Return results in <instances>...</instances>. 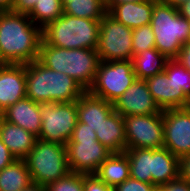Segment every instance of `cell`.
<instances>
[{
  "mask_svg": "<svg viewBox=\"0 0 190 191\" xmlns=\"http://www.w3.org/2000/svg\"><path fill=\"white\" fill-rule=\"evenodd\" d=\"M42 39V29L28 14L0 12V54L7 64L37 60Z\"/></svg>",
  "mask_w": 190,
  "mask_h": 191,
  "instance_id": "obj_1",
  "label": "cell"
},
{
  "mask_svg": "<svg viewBox=\"0 0 190 191\" xmlns=\"http://www.w3.org/2000/svg\"><path fill=\"white\" fill-rule=\"evenodd\" d=\"M85 92L73 78L53 71L38 59L26 64V97L34 102H74Z\"/></svg>",
  "mask_w": 190,
  "mask_h": 191,
  "instance_id": "obj_2",
  "label": "cell"
},
{
  "mask_svg": "<svg viewBox=\"0 0 190 191\" xmlns=\"http://www.w3.org/2000/svg\"><path fill=\"white\" fill-rule=\"evenodd\" d=\"M38 60L53 71L70 76L86 91L93 85L100 63L96 50L53 47L43 39L40 44Z\"/></svg>",
  "mask_w": 190,
  "mask_h": 191,
  "instance_id": "obj_3",
  "label": "cell"
},
{
  "mask_svg": "<svg viewBox=\"0 0 190 191\" xmlns=\"http://www.w3.org/2000/svg\"><path fill=\"white\" fill-rule=\"evenodd\" d=\"M100 20L62 14L42 29L43 40L53 47L64 49H97Z\"/></svg>",
  "mask_w": 190,
  "mask_h": 191,
  "instance_id": "obj_4",
  "label": "cell"
},
{
  "mask_svg": "<svg viewBox=\"0 0 190 191\" xmlns=\"http://www.w3.org/2000/svg\"><path fill=\"white\" fill-rule=\"evenodd\" d=\"M150 25L155 48L169 60L176 59L182 45L190 41V21L177 8L159 0L154 4Z\"/></svg>",
  "mask_w": 190,
  "mask_h": 191,
  "instance_id": "obj_5",
  "label": "cell"
},
{
  "mask_svg": "<svg viewBox=\"0 0 190 191\" xmlns=\"http://www.w3.org/2000/svg\"><path fill=\"white\" fill-rule=\"evenodd\" d=\"M70 172L95 174L111 152L98 140L93 129L77 121L70 140L66 144Z\"/></svg>",
  "mask_w": 190,
  "mask_h": 191,
  "instance_id": "obj_6",
  "label": "cell"
},
{
  "mask_svg": "<svg viewBox=\"0 0 190 191\" xmlns=\"http://www.w3.org/2000/svg\"><path fill=\"white\" fill-rule=\"evenodd\" d=\"M32 182L47 187L69 172L66 145L37 139L33 149L24 158Z\"/></svg>",
  "mask_w": 190,
  "mask_h": 191,
  "instance_id": "obj_7",
  "label": "cell"
},
{
  "mask_svg": "<svg viewBox=\"0 0 190 191\" xmlns=\"http://www.w3.org/2000/svg\"><path fill=\"white\" fill-rule=\"evenodd\" d=\"M136 79L131 60L100 61L94 83L88 91L113 104Z\"/></svg>",
  "mask_w": 190,
  "mask_h": 191,
  "instance_id": "obj_8",
  "label": "cell"
},
{
  "mask_svg": "<svg viewBox=\"0 0 190 191\" xmlns=\"http://www.w3.org/2000/svg\"><path fill=\"white\" fill-rule=\"evenodd\" d=\"M41 132L37 139L66 145L78 121L76 101L41 102Z\"/></svg>",
  "mask_w": 190,
  "mask_h": 191,
  "instance_id": "obj_9",
  "label": "cell"
},
{
  "mask_svg": "<svg viewBox=\"0 0 190 191\" xmlns=\"http://www.w3.org/2000/svg\"><path fill=\"white\" fill-rule=\"evenodd\" d=\"M132 31L106 13L100 20L96 49L100 61L132 60Z\"/></svg>",
  "mask_w": 190,
  "mask_h": 191,
  "instance_id": "obj_10",
  "label": "cell"
},
{
  "mask_svg": "<svg viewBox=\"0 0 190 191\" xmlns=\"http://www.w3.org/2000/svg\"><path fill=\"white\" fill-rule=\"evenodd\" d=\"M123 119L126 149H160L164 147L163 113L127 115Z\"/></svg>",
  "mask_w": 190,
  "mask_h": 191,
  "instance_id": "obj_11",
  "label": "cell"
},
{
  "mask_svg": "<svg viewBox=\"0 0 190 191\" xmlns=\"http://www.w3.org/2000/svg\"><path fill=\"white\" fill-rule=\"evenodd\" d=\"M164 148L179 159L190 155V106L163 110Z\"/></svg>",
  "mask_w": 190,
  "mask_h": 191,
  "instance_id": "obj_12",
  "label": "cell"
},
{
  "mask_svg": "<svg viewBox=\"0 0 190 191\" xmlns=\"http://www.w3.org/2000/svg\"><path fill=\"white\" fill-rule=\"evenodd\" d=\"M120 115H149L163 113L151 95L145 80L136 79L134 83L113 103Z\"/></svg>",
  "mask_w": 190,
  "mask_h": 191,
  "instance_id": "obj_13",
  "label": "cell"
},
{
  "mask_svg": "<svg viewBox=\"0 0 190 191\" xmlns=\"http://www.w3.org/2000/svg\"><path fill=\"white\" fill-rule=\"evenodd\" d=\"M26 97V64H7L0 68V114Z\"/></svg>",
  "mask_w": 190,
  "mask_h": 191,
  "instance_id": "obj_14",
  "label": "cell"
},
{
  "mask_svg": "<svg viewBox=\"0 0 190 191\" xmlns=\"http://www.w3.org/2000/svg\"><path fill=\"white\" fill-rule=\"evenodd\" d=\"M145 82L161 110L190 106V100L185 96L182 88L175 86L171 79L167 78L165 71L148 77Z\"/></svg>",
  "mask_w": 190,
  "mask_h": 191,
  "instance_id": "obj_15",
  "label": "cell"
},
{
  "mask_svg": "<svg viewBox=\"0 0 190 191\" xmlns=\"http://www.w3.org/2000/svg\"><path fill=\"white\" fill-rule=\"evenodd\" d=\"M0 116L4 120L22 127L37 137L41 132L40 103L34 102L30 98L25 97L10 105Z\"/></svg>",
  "mask_w": 190,
  "mask_h": 191,
  "instance_id": "obj_16",
  "label": "cell"
},
{
  "mask_svg": "<svg viewBox=\"0 0 190 191\" xmlns=\"http://www.w3.org/2000/svg\"><path fill=\"white\" fill-rule=\"evenodd\" d=\"M78 121L87 124V127L98 130L105 118L113 111L112 103L92 95L86 91L77 101Z\"/></svg>",
  "mask_w": 190,
  "mask_h": 191,
  "instance_id": "obj_17",
  "label": "cell"
},
{
  "mask_svg": "<svg viewBox=\"0 0 190 191\" xmlns=\"http://www.w3.org/2000/svg\"><path fill=\"white\" fill-rule=\"evenodd\" d=\"M157 1L145 0L138 3L119 4L112 7L107 13L118 22L135 29L150 24L153 7Z\"/></svg>",
  "mask_w": 190,
  "mask_h": 191,
  "instance_id": "obj_18",
  "label": "cell"
},
{
  "mask_svg": "<svg viewBox=\"0 0 190 191\" xmlns=\"http://www.w3.org/2000/svg\"><path fill=\"white\" fill-rule=\"evenodd\" d=\"M0 136L2 142L16 159H24L33 149L37 140V136L33 133L4 120L1 116Z\"/></svg>",
  "mask_w": 190,
  "mask_h": 191,
  "instance_id": "obj_19",
  "label": "cell"
},
{
  "mask_svg": "<svg viewBox=\"0 0 190 191\" xmlns=\"http://www.w3.org/2000/svg\"><path fill=\"white\" fill-rule=\"evenodd\" d=\"M95 133L97 140L111 153H123L126 150L124 119L115 110L103 120Z\"/></svg>",
  "mask_w": 190,
  "mask_h": 191,
  "instance_id": "obj_20",
  "label": "cell"
},
{
  "mask_svg": "<svg viewBox=\"0 0 190 191\" xmlns=\"http://www.w3.org/2000/svg\"><path fill=\"white\" fill-rule=\"evenodd\" d=\"M179 158L167 148L151 149L152 184L161 186L179 177Z\"/></svg>",
  "mask_w": 190,
  "mask_h": 191,
  "instance_id": "obj_21",
  "label": "cell"
},
{
  "mask_svg": "<svg viewBox=\"0 0 190 191\" xmlns=\"http://www.w3.org/2000/svg\"><path fill=\"white\" fill-rule=\"evenodd\" d=\"M95 175L108 186L115 188L130 177V166L127 155L111 153L99 166Z\"/></svg>",
  "mask_w": 190,
  "mask_h": 191,
  "instance_id": "obj_22",
  "label": "cell"
},
{
  "mask_svg": "<svg viewBox=\"0 0 190 191\" xmlns=\"http://www.w3.org/2000/svg\"><path fill=\"white\" fill-rule=\"evenodd\" d=\"M131 61L137 79L145 80L163 72L169 59L156 48H152L133 55Z\"/></svg>",
  "mask_w": 190,
  "mask_h": 191,
  "instance_id": "obj_23",
  "label": "cell"
},
{
  "mask_svg": "<svg viewBox=\"0 0 190 191\" xmlns=\"http://www.w3.org/2000/svg\"><path fill=\"white\" fill-rule=\"evenodd\" d=\"M32 182L24 159H16L0 171V191H20Z\"/></svg>",
  "mask_w": 190,
  "mask_h": 191,
  "instance_id": "obj_24",
  "label": "cell"
},
{
  "mask_svg": "<svg viewBox=\"0 0 190 191\" xmlns=\"http://www.w3.org/2000/svg\"><path fill=\"white\" fill-rule=\"evenodd\" d=\"M124 153L129 159L130 177L152 184L151 149H126Z\"/></svg>",
  "mask_w": 190,
  "mask_h": 191,
  "instance_id": "obj_25",
  "label": "cell"
},
{
  "mask_svg": "<svg viewBox=\"0 0 190 191\" xmlns=\"http://www.w3.org/2000/svg\"><path fill=\"white\" fill-rule=\"evenodd\" d=\"M63 13L92 20H101L107 13L103 0H70L63 5Z\"/></svg>",
  "mask_w": 190,
  "mask_h": 191,
  "instance_id": "obj_26",
  "label": "cell"
},
{
  "mask_svg": "<svg viewBox=\"0 0 190 191\" xmlns=\"http://www.w3.org/2000/svg\"><path fill=\"white\" fill-rule=\"evenodd\" d=\"M63 14L61 0H40L37 1L28 17L41 29L49 23L54 22Z\"/></svg>",
  "mask_w": 190,
  "mask_h": 191,
  "instance_id": "obj_27",
  "label": "cell"
},
{
  "mask_svg": "<svg viewBox=\"0 0 190 191\" xmlns=\"http://www.w3.org/2000/svg\"><path fill=\"white\" fill-rule=\"evenodd\" d=\"M168 79L178 88H182L185 96L190 100V72L176 59L169 60L165 67Z\"/></svg>",
  "mask_w": 190,
  "mask_h": 191,
  "instance_id": "obj_28",
  "label": "cell"
},
{
  "mask_svg": "<svg viewBox=\"0 0 190 191\" xmlns=\"http://www.w3.org/2000/svg\"><path fill=\"white\" fill-rule=\"evenodd\" d=\"M133 55L155 48V36L151 25H145L132 31Z\"/></svg>",
  "mask_w": 190,
  "mask_h": 191,
  "instance_id": "obj_29",
  "label": "cell"
},
{
  "mask_svg": "<svg viewBox=\"0 0 190 191\" xmlns=\"http://www.w3.org/2000/svg\"><path fill=\"white\" fill-rule=\"evenodd\" d=\"M47 191H84L83 174L69 172L46 187Z\"/></svg>",
  "mask_w": 190,
  "mask_h": 191,
  "instance_id": "obj_30",
  "label": "cell"
},
{
  "mask_svg": "<svg viewBox=\"0 0 190 191\" xmlns=\"http://www.w3.org/2000/svg\"><path fill=\"white\" fill-rule=\"evenodd\" d=\"M155 186L129 177L123 183L117 185L114 191H151Z\"/></svg>",
  "mask_w": 190,
  "mask_h": 191,
  "instance_id": "obj_31",
  "label": "cell"
},
{
  "mask_svg": "<svg viewBox=\"0 0 190 191\" xmlns=\"http://www.w3.org/2000/svg\"><path fill=\"white\" fill-rule=\"evenodd\" d=\"M84 191H114V188L101 181L95 174H83Z\"/></svg>",
  "mask_w": 190,
  "mask_h": 191,
  "instance_id": "obj_32",
  "label": "cell"
},
{
  "mask_svg": "<svg viewBox=\"0 0 190 191\" xmlns=\"http://www.w3.org/2000/svg\"><path fill=\"white\" fill-rule=\"evenodd\" d=\"M40 0H14L11 11L16 13L29 14Z\"/></svg>",
  "mask_w": 190,
  "mask_h": 191,
  "instance_id": "obj_33",
  "label": "cell"
},
{
  "mask_svg": "<svg viewBox=\"0 0 190 191\" xmlns=\"http://www.w3.org/2000/svg\"><path fill=\"white\" fill-rule=\"evenodd\" d=\"M162 191H190V184L178 177L175 180L161 185Z\"/></svg>",
  "mask_w": 190,
  "mask_h": 191,
  "instance_id": "obj_34",
  "label": "cell"
},
{
  "mask_svg": "<svg viewBox=\"0 0 190 191\" xmlns=\"http://www.w3.org/2000/svg\"><path fill=\"white\" fill-rule=\"evenodd\" d=\"M15 160L16 157L5 146L0 136V171L6 166L12 164Z\"/></svg>",
  "mask_w": 190,
  "mask_h": 191,
  "instance_id": "obj_35",
  "label": "cell"
},
{
  "mask_svg": "<svg viewBox=\"0 0 190 191\" xmlns=\"http://www.w3.org/2000/svg\"><path fill=\"white\" fill-rule=\"evenodd\" d=\"M176 60L190 72V41L182 45Z\"/></svg>",
  "mask_w": 190,
  "mask_h": 191,
  "instance_id": "obj_36",
  "label": "cell"
},
{
  "mask_svg": "<svg viewBox=\"0 0 190 191\" xmlns=\"http://www.w3.org/2000/svg\"><path fill=\"white\" fill-rule=\"evenodd\" d=\"M179 177L190 184V155L180 158Z\"/></svg>",
  "mask_w": 190,
  "mask_h": 191,
  "instance_id": "obj_37",
  "label": "cell"
},
{
  "mask_svg": "<svg viewBox=\"0 0 190 191\" xmlns=\"http://www.w3.org/2000/svg\"><path fill=\"white\" fill-rule=\"evenodd\" d=\"M104 1V6L106 9V12H108L112 7L119 5V4H124V3H138V2H143L145 0H103Z\"/></svg>",
  "mask_w": 190,
  "mask_h": 191,
  "instance_id": "obj_38",
  "label": "cell"
},
{
  "mask_svg": "<svg viewBox=\"0 0 190 191\" xmlns=\"http://www.w3.org/2000/svg\"><path fill=\"white\" fill-rule=\"evenodd\" d=\"M179 14L186 18L188 21H190V0L184 2L181 6L178 8Z\"/></svg>",
  "mask_w": 190,
  "mask_h": 191,
  "instance_id": "obj_39",
  "label": "cell"
},
{
  "mask_svg": "<svg viewBox=\"0 0 190 191\" xmlns=\"http://www.w3.org/2000/svg\"><path fill=\"white\" fill-rule=\"evenodd\" d=\"M20 191H47V189L45 186H42L35 182H31L26 188Z\"/></svg>",
  "mask_w": 190,
  "mask_h": 191,
  "instance_id": "obj_40",
  "label": "cell"
},
{
  "mask_svg": "<svg viewBox=\"0 0 190 191\" xmlns=\"http://www.w3.org/2000/svg\"><path fill=\"white\" fill-rule=\"evenodd\" d=\"M14 4V0H0V12L11 11Z\"/></svg>",
  "mask_w": 190,
  "mask_h": 191,
  "instance_id": "obj_41",
  "label": "cell"
},
{
  "mask_svg": "<svg viewBox=\"0 0 190 191\" xmlns=\"http://www.w3.org/2000/svg\"><path fill=\"white\" fill-rule=\"evenodd\" d=\"M165 4H169L171 6H173L174 8H178L179 6H181L184 2L188 1V0H159Z\"/></svg>",
  "mask_w": 190,
  "mask_h": 191,
  "instance_id": "obj_42",
  "label": "cell"
},
{
  "mask_svg": "<svg viewBox=\"0 0 190 191\" xmlns=\"http://www.w3.org/2000/svg\"><path fill=\"white\" fill-rule=\"evenodd\" d=\"M6 65H7V63L4 61V59L2 58V56L0 54V68H3Z\"/></svg>",
  "mask_w": 190,
  "mask_h": 191,
  "instance_id": "obj_43",
  "label": "cell"
},
{
  "mask_svg": "<svg viewBox=\"0 0 190 191\" xmlns=\"http://www.w3.org/2000/svg\"><path fill=\"white\" fill-rule=\"evenodd\" d=\"M151 191H162L161 186H155Z\"/></svg>",
  "mask_w": 190,
  "mask_h": 191,
  "instance_id": "obj_44",
  "label": "cell"
},
{
  "mask_svg": "<svg viewBox=\"0 0 190 191\" xmlns=\"http://www.w3.org/2000/svg\"><path fill=\"white\" fill-rule=\"evenodd\" d=\"M68 1H70V0H61V3H62V5H64Z\"/></svg>",
  "mask_w": 190,
  "mask_h": 191,
  "instance_id": "obj_45",
  "label": "cell"
}]
</instances>
